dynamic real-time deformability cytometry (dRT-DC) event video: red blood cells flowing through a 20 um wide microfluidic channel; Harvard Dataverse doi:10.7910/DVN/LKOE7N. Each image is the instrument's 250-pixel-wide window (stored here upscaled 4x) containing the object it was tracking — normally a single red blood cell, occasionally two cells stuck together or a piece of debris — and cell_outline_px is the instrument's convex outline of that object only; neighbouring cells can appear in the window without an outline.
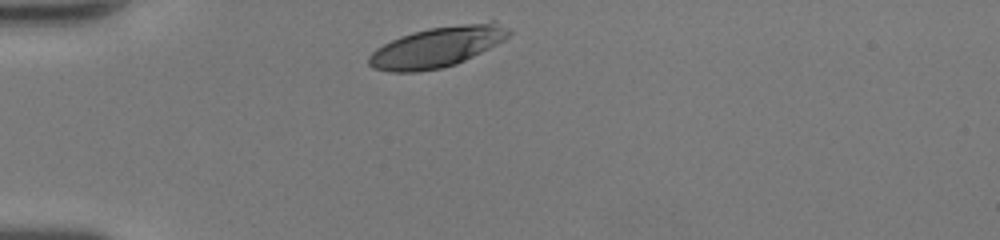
{"species": "human", "species_latin": "Homo sapiens", "temperature_condition": "room temperature", "stored_images_in_passage": 28, "camera_frame_rate_fps": 3000, "um_per_image_px": 0.085, "donor": {"sex": "female"}, "frame": {"image": 1, "passage_image": 1, "time_ms": 0.0, "image_size_px": [1000, 240], "cell_outline_px": [[512, 32], [504, 40], [456, 64], [440, 68], [416, 72], [392, 72], [372, 68], [368, 64], [368, 56], [376, 48], [400, 36], [412, 32], [428, 28], [492, 20], [496, 20], [508, 28]], "centroid_in_image_um": [37.16, 3.97], "position_along_channel_um": 47.8, "area_um2": 33.06}}
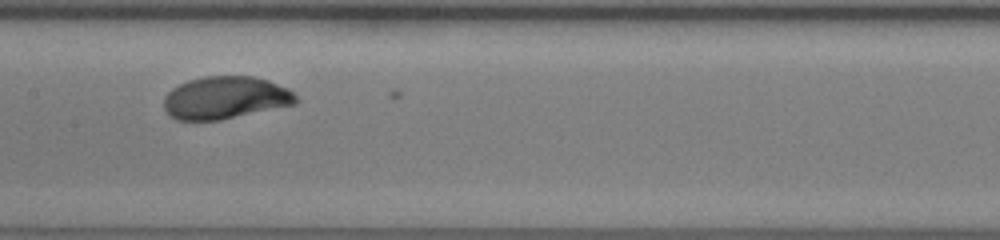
{"frame": {"image": 2, "passage_image": 13, "time_ms": 4.0, "image_size_px": [1000, 240], "cell_outline_px": [[300, 100], [296, 104], [220, 120], [176, 120], [164, 108], [164, 96], [172, 88], [188, 80], [204, 76], [252, 76], [268, 80], [288, 88]], "centroid_in_image_um": [19.17, 8.3], "position_along_channel_um": 188.2, "area_um2": 32.77}}
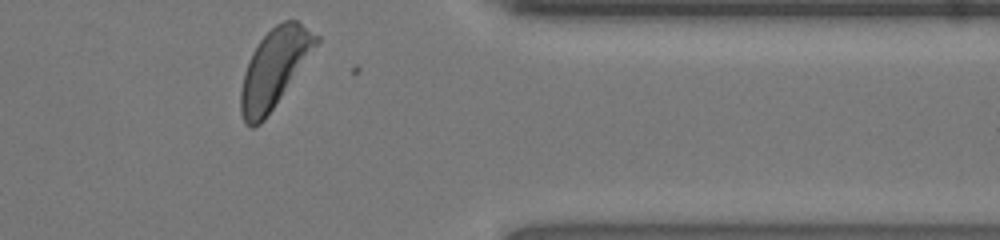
{"frame": {"image": 3, "passage_image": 28, "time_ms": 9.0, "image_size_px": [1000, 240], "cell_outline_px": [[320, 40], [264, 120], [260, 124], [252, 128], [244, 124], [240, 112], [240, 88], [244, 72], [248, 60], [252, 52], [260, 40], [276, 24], [284, 20], [296, 20], [320, 36]], "centroid_in_image_um": [23.27, 5.81], "position_along_channel_um": 388.1, "area_um2": 33.81}, "authors_computed_cell_mechanics": {"area_um2": 33.0327, "velocity_mm_per_s": 4.2292, "shape_relaxation_time_tau1_ms": 2.4324, "shape_relaxation_time_tau2_ms": null, "deformation_change_tau1": 0.1541, "deformation_change_tau2": null}}